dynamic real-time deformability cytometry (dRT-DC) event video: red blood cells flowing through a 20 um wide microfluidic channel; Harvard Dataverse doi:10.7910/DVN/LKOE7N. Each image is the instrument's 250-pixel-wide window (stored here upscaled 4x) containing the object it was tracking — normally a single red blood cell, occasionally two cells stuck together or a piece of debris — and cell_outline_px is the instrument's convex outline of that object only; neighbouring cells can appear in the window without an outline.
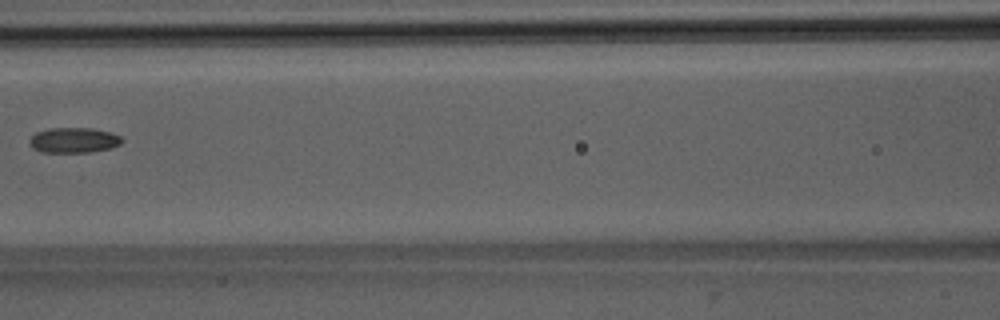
{"species": "Egyptian fruit bat (a non-hibernating species)", "species_latin": "Rousettus aegyptiacus", "temperature_condition": "room temperature", "stored_images_in_passage": 5, "camera_frame_rate_fps": 3000, "um_per_image_px": 0.085, "animal": {"sex": "male"}, "frame": {"image": 1, "passage_image": 5, "time_ms": 5.667, "image_size_px": [1000, 320], "cell_outline_px": [[124, 140], [120, 144], [112, 148], [88, 152], [40, 152], [32, 148], [28, 140], [36, 132], [48, 128], [92, 128], [108, 132], [120, 136]], "centroid_in_image_um": [6.25, 11.92], "position_along_channel_um": 160.4, "area_um2": 13.64}}